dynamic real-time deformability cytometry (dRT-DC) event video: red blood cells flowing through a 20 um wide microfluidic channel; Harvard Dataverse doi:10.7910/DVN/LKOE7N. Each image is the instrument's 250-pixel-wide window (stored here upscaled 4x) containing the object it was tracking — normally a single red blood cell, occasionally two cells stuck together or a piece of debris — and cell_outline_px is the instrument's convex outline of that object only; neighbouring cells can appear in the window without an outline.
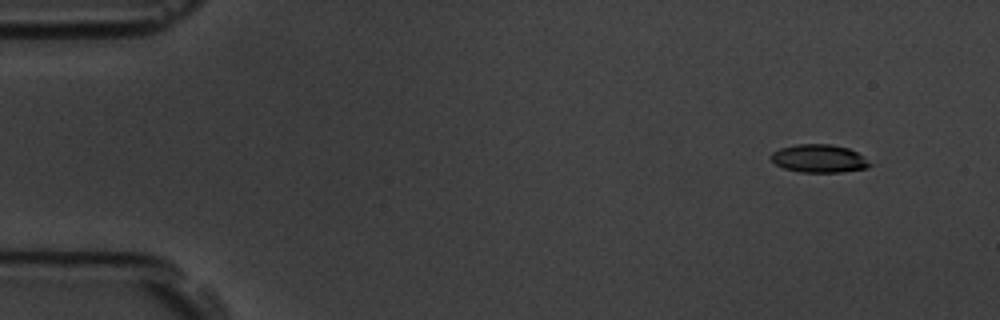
{"species": "common noctule bat (a hibernating species)", "species_latin": "Nyctalus noctula", "temperature_condition": "room temperature", "stored_images_in_passage": 5, "camera_frame_rate_fps": 3000, "um_per_image_px": 0.085, "animal": {"sex": "male", "body_mass_g": 19.5, "forearm_length_mm": 54.6}, "frame": {"image": 1, "passage_image": 2, "time_ms": 1.333, "image_size_px": [1000, 320], "cell_outline_px": [[876, 164], [868, 168], [840, 172], [800, 172], [784, 168], [776, 164], [772, 160], [772, 152], [780, 148], [796, 144], [832, 144], [848, 148], [864, 156]], "centroid_in_image_um": [69.69, 13.47], "position_along_channel_um": 15.3, "area_um2": 16.3}}
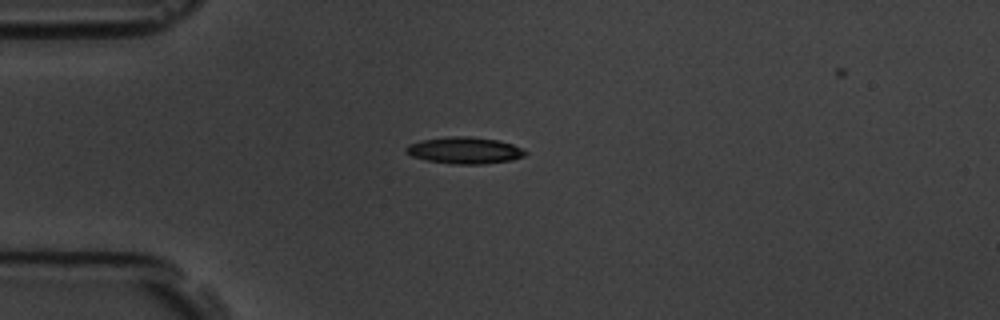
{"frame": {"image": 2, "passage_image": 5, "time_ms": 4.667, "image_size_px": [1000, 320], "cell_outline_px": [[528, 152], [524, 156], [512, 160], [484, 164], [456, 164], [428, 160], [412, 156], [404, 152], [404, 148], [408, 144], [420, 140], [448, 136], [468, 136], [500, 140], [512, 144]], "centroid_in_image_um": [39.47, 12.77], "position_along_channel_um": 45.5, "area_um2": 18.61}}